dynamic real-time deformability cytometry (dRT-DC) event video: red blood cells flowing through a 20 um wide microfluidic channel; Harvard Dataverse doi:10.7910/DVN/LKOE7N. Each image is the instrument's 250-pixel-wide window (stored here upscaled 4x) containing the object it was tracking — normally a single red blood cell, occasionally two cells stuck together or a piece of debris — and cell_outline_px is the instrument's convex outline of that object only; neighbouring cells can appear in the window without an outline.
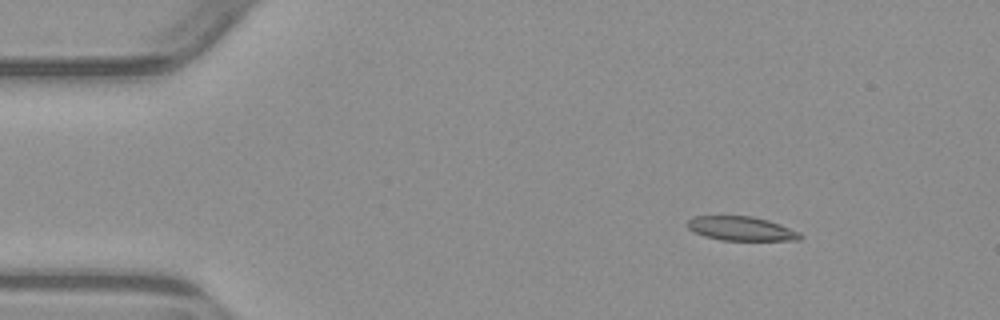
{"species": "common noctule bat (a hibernating species)", "species_latin": "Nyctalus noctula", "temperature_condition": "warm", "stored_images_in_passage": 4, "segment_of_instrument_passage": [1, 2], "camera_frame_rate_fps": 3000, "um_per_image_px": 0.085, "animal": {"sex": "male", "body_mass_g": 23.1, "forearm_length_mm": 52.7}, "frame": {"image": 1, "passage_image": 1, "time_ms": 0.0, "image_size_px": [1000, 320], "cell_outline_px": [[804, 236], [800, 240], [720, 240], [704, 236], [692, 232], [688, 228], [688, 220], [692, 216], [752, 216], [768, 220], [780, 224], [800, 232]], "centroid_in_image_um": [63.0, 19.43], "position_along_channel_um": 22.0, "area_um2": 15.95}}